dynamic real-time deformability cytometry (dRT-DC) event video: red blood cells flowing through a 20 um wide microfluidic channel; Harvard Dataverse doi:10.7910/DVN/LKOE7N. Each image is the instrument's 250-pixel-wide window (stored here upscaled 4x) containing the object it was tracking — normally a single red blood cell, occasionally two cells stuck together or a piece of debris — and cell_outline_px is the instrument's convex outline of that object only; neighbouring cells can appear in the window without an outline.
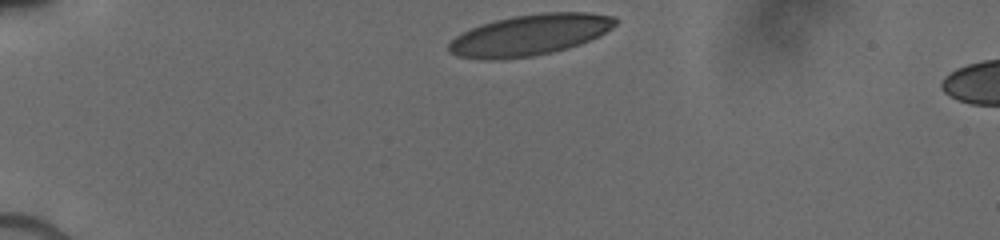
{"species": "human", "species_latin": "Homo sapiens", "temperature_condition": "cold", "stored_images_in_passage": 4, "camera_frame_rate_fps": 3000, "um_per_image_px": 0.085, "donor": {"sex": "male"}, "frame": {"image": 1, "passage_image": 1, "time_ms": 0.0, "image_size_px": [1000, 240], "cell_outline_px": [[620, 20], [616, 24], [604, 32], [580, 44], [568, 48], [552, 52], [532, 56], [496, 60], [480, 60], [456, 56], [448, 52], [448, 44], [460, 32], [480, 24], [512, 16], [540, 12], [588, 12], [616, 16]], "centroid_in_image_um": [44.99, 2.97], "position_along_channel_um": 40.0, "area_um2": 40.11}}